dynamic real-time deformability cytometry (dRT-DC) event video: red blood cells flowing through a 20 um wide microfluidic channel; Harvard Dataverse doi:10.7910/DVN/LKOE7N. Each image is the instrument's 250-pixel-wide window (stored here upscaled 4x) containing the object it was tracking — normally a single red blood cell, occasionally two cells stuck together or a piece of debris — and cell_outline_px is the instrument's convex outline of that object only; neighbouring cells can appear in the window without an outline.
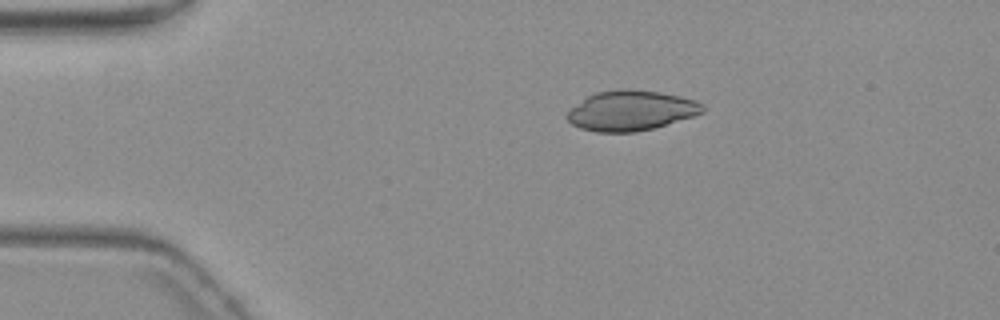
{"species": "common noctule bat (a hibernating species)", "species_latin": "Nyctalus noctula", "temperature_condition": "warm", "stored_images_in_passage": 6, "camera_frame_rate_fps": 3000, "um_per_image_px": 0.085, "animal": {"sex": "female", "body_mass_g": 19.3, "forearm_length_mm": 54.1}, "frame": {"image": 1, "passage_image": 3, "time_ms": 2.667, "image_size_px": [1000, 320], "cell_outline_px": [[704, 112], [692, 116], [652, 128], [636, 132], [596, 132], [580, 128], [572, 124], [568, 120], [568, 112], [572, 108], [588, 96], [596, 92], [620, 88], [628, 88], [660, 92], [680, 96], [696, 100], [704, 104]], "centroid_in_image_um": [53.65, 9.39], "position_along_channel_um": 31.3, "area_um2": 31.44}}